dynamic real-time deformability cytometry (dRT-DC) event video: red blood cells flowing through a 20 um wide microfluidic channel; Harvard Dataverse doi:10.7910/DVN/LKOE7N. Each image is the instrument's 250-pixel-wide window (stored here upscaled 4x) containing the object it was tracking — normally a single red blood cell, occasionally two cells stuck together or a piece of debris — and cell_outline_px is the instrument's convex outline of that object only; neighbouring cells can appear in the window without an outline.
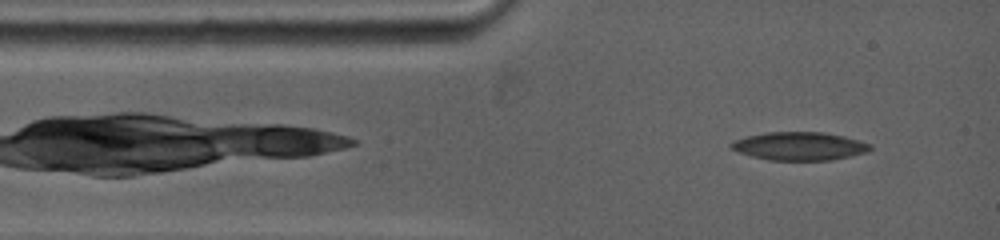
{"species": "common noctule bat (a hibernating species)", "species_latin": "Nyctalus noctula", "temperature_condition": "warm", "stored_images_in_passage": 46, "camera_frame_rate_fps": 5000, "um_per_image_px": 0.085, "animal": {"sex": "female", "body_mass_g": 19.0, "forearm_length_mm": 53.3}, "frame": {"image": 1, "passage_image": 4, "time_ms": 0.8, "image_size_px": [1000, 240], "cell_outline_px": [[872, 148], [868, 152], [852, 156], [832, 160], [768, 160], [752, 156], [740, 152], [732, 148], [728, 144], [732, 140], [748, 136], [768, 132], [824, 132], [844, 136], [860, 140], [872, 144]], "centroid_in_image_um": [68.0, 12.42], "position_along_channel_um": 17.0, "area_um2": 23.0}}
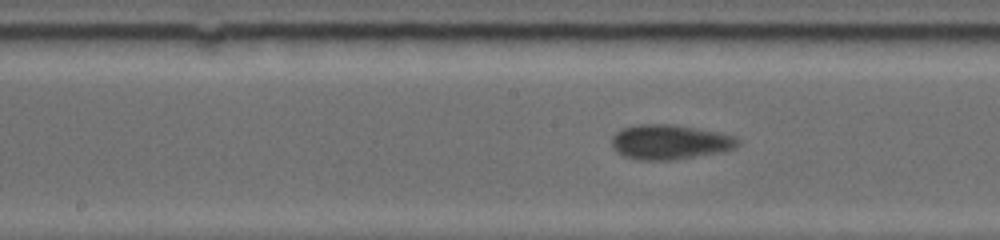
{"frame": {"image": 2, "passage_image": 26, "time_ms": 6.0, "image_size_px": [1000, 240], "cell_outline_px": [[740, 144], [736, 148], [716, 152], [668, 160], [640, 160], [624, 156], [616, 152], [612, 148], [612, 136], [616, 132], [624, 128], [640, 124], [672, 124], [720, 132], [736, 136], [740, 140]], "centroid_in_image_um": [56.93, 12.06], "position_along_channel_um": 191.3, "area_um2": 25.37}}
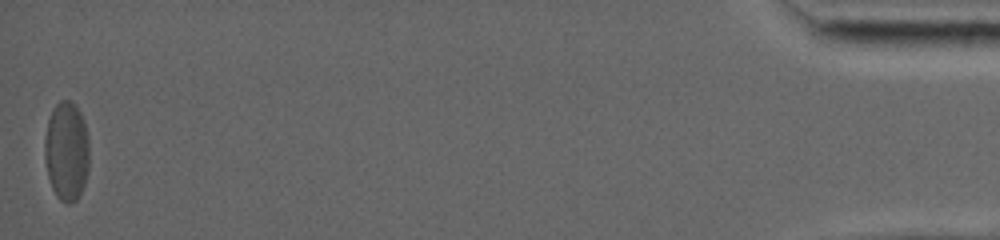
{"frame": {"image": 3, "passage_image": 46, "time_ms": 16.4, "image_size_px": [1000, 240], "cell_outline_px": [[88, 168], [84, 184], [76, 200], [68, 204], [60, 200], [56, 196], [52, 188], [48, 176], [44, 156], [44, 140], [48, 120], [52, 108], [60, 100], [68, 100], [76, 104], [84, 120], [88, 136]], "centroid_in_image_um": [5.64, 12.82], "position_along_channel_um": 429.6, "area_um2": 25.95}, "authors_computed_cell_mechanics": {"area_um2": 24.3627, "velocity_mm_per_s": 3.7938, "shape_relaxation_time_tau1_ms": 9.2234, "shape_relaxation_time_tau2_ms": null, "deformation_change_tau1": 0.2105, "deformation_change_tau2": null}}